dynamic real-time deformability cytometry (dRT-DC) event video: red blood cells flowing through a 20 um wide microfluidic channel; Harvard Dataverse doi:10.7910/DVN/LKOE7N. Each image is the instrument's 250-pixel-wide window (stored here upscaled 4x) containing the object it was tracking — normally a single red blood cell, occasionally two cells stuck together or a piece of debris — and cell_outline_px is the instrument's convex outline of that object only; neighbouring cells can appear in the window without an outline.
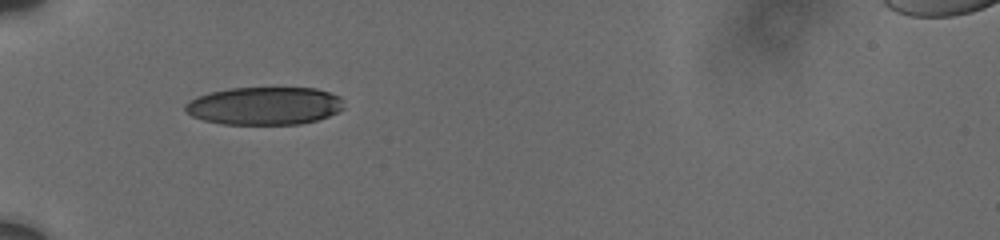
{"species": "human", "species_latin": "Homo sapiens", "temperature_condition": "cold", "stored_images_in_passage": 7, "camera_frame_rate_fps": 3000, "um_per_image_px": 0.085, "donor": {"sex": "male"}, "frame": {"image": 1, "passage_image": 1, "time_ms": 0.0, "image_size_px": [1000, 240], "cell_outline_px": [[344, 108], [328, 116], [316, 120], [300, 124], [220, 124], [204, 120], [192, 116], [184, 108], [184, 104], [188, 100], [196, 96], [208, 92], [228, 88], [316, 88], [340, 96], [344, 100]], "centroid_in_image_um": [22.46, 8.99], "position_along_channel_um": 62.5, "area_um2": 35.26}}
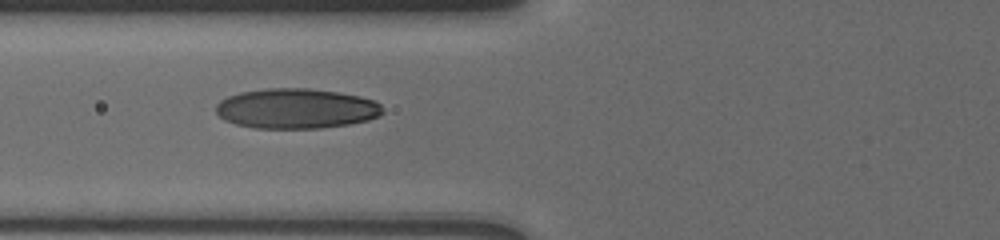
{"frame": {"image": 2, "passage_image": 6, "time_ms": 1.333, "image_size_px": [1000, 240], "cell_outline_px": [[384, 112], [368, 120], [348, 124], [320, 128], [252, 128], [236, 124], [220, 116], [216, 112], [216, 104], [220, 100], [228, 96], [240, 92], [268, 88], [308, 88], [336, 92], [360, 96], [372, 100], [380, 104], [384, 108]], "centroid_in_image_um": [25.17, 9.22], "position_along_channel_um": 100.6, "area_um2": 38.78}}